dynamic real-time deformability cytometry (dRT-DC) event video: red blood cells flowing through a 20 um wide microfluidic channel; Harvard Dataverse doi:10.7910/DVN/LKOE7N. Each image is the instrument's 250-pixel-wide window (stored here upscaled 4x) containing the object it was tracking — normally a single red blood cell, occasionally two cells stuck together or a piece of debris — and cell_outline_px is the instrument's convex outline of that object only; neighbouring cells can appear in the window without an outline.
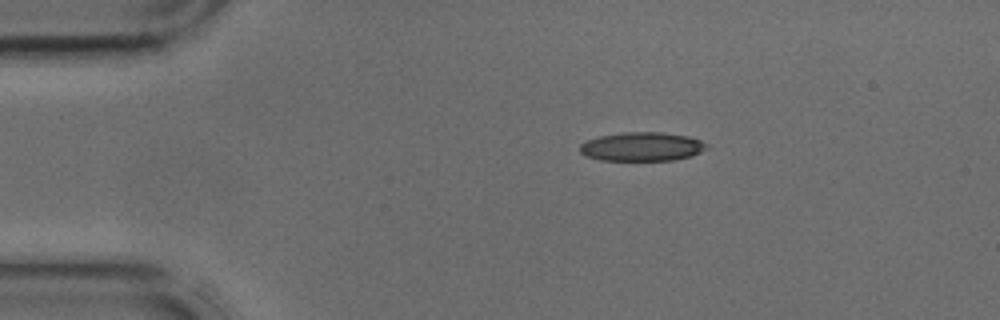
{"species": "common noctule bat (a hibernating species)", "species_latin": "Nyctalus noctula", "temperature_condition": "cold", "stored_images_in_passage": 5, "camera_frame_rate_fps": 3000, "um_per_image_px": 0.085, "animal": {"sex": "male", "body_mass_g": 17.9, "forearm_length_mm": 54.2}, "frame": {"image": 1, "passage_image": 1, "time_ms": 0.0, "image_size_px": [1000, 320], "cell_outline_px": [[708, 148], [692, 156], [672, 160], [600, 160], [588, 156], [580, 152], [580, 144], [584, 140], [600, 136], [624, 132], [660, 132], [688, 136], [700, 140], [708, 144]], "centroid_in_image_um": [54.57, 12.46], "position_along_channel_um": 30.4, "area_um2": 21.33}}